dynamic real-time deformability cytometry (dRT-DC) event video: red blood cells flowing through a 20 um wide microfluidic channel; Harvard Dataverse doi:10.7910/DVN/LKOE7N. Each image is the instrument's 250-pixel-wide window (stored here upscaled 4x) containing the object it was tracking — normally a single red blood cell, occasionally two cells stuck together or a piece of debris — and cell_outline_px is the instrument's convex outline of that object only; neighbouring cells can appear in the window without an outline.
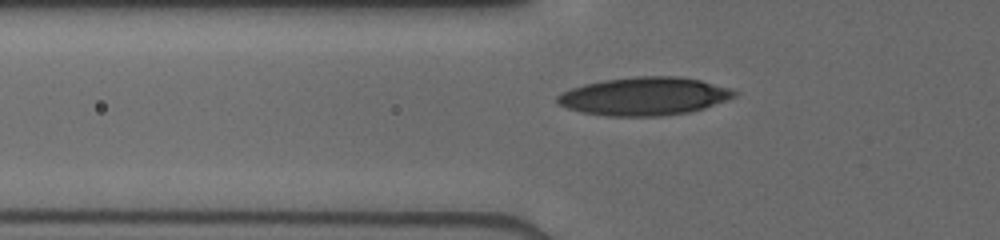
{"species": "human", "species_latin": "Homo sapiens", "temperature_condition": "cold", "stored_images_in_passage": 32, "camera_frame_rate_fps": 3000, "um_per_image_px": 0.085, "donor": {"sex": "male"}, "frame": {"image": 1, "passage_image": 3, "time_ms": 0.667, "image_size_px": [1000, 240], "cell_outline_px": [[736, 96], [704, 108], [688, 112], [660, 116], [608, 116], [580, 112], [568, 108], [560, 104], [556, 100], [556, 96], [572, 88], [584, 84], [604, 80], [636, 76], [676, 76], [700, 80], [732, 88], [736, 92]], "centroid_in_image_um": [54.77, 8.18], "position_along_channel_um": 71.0, "area_um2": 39.13}}
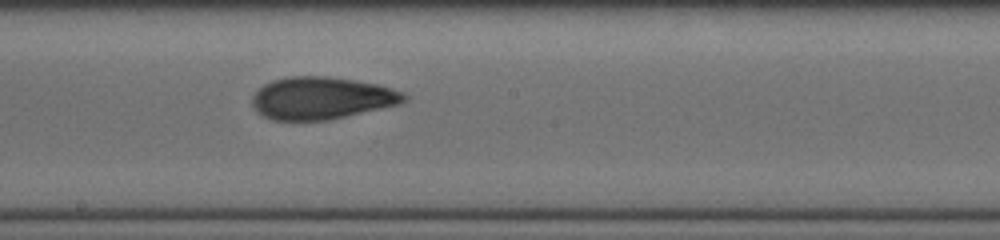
{"frame": {"image": 2, "passage_image": 14, "time_ms": 4.333, "image_size_px": [1000, 240], "cell_outline_px": [[408, 100], [400, 104], [328, 120], [272, 120], [264, 116], [252, 104], [252, 96], [264, 84], [272, 80], [288, 76], [328, 76], [376, 84], [404, 92], [408, 96]], "centroid_in_image_um": [27.35, 8.33], "position_along_channel_um": 220.8, "area_um2": 37.28}}
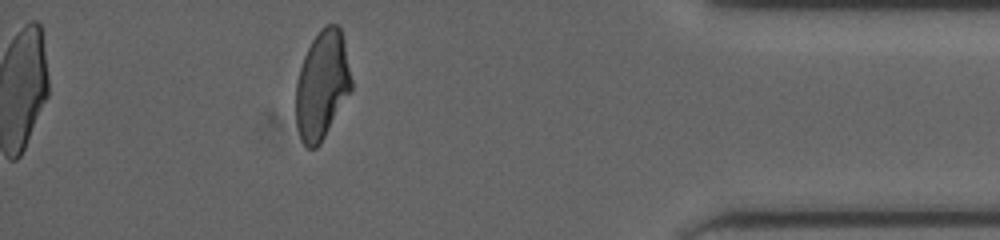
{"frame": {"image": 3, "passage_image": 27, "time_ms": 9.667, "image_size_px": [1000, 240], "cell_outline_px": [[352, 92], [320, 144], [316, 148], [308, 148], [300, 140], [296, 128], [296, 84], [300, 68], [304, 56], [312, 40], [320, 28], [328, 24], [336, 24], [340, 28], [344, 40], [352, 80]], "centroid_in_image_um": [27.38, 7.26], "position_along_channel_um": 407.8, "area_um2": 35.43}}